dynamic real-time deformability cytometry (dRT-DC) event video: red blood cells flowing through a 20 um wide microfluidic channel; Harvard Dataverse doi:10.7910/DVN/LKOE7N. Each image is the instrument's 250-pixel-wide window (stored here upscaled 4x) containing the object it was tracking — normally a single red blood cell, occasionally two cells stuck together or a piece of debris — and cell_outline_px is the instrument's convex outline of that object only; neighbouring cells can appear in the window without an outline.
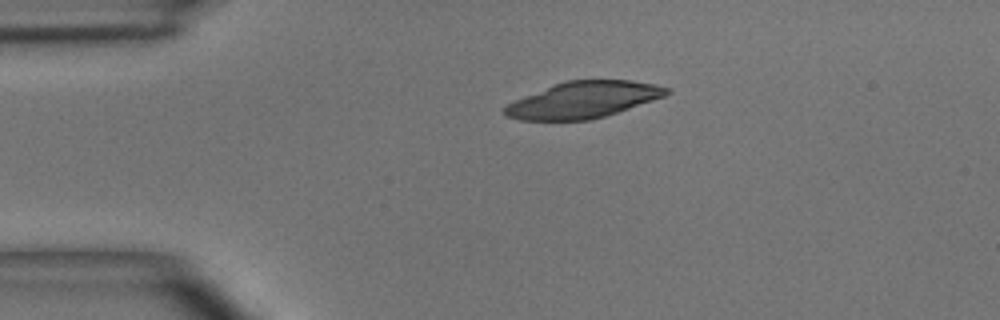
{"species": "common noctule bat (a hibernating species)", "species_latin": "Nyctalus noctula", "temperature_condition": "room temperature", "stored_images_in_passage": 3, "camera_frame_rate_fps": 3000, "um_per_image_px": 0.085, "animal": {"sex": "male", "body_mass_g": 15.6}, "frame": {"image": 1, "passage_image": 2, "time_ms": 1.333, "image_size_px": [1000, 320], "cell_outline_px": [[672, 92], [664, 96], [604, 116], [588, 120], [520, 120], [508, 116], [504, 112], [504, 108], [508, 104], [516, 100], [552, 84], [568, 80], [628, 80], [656, 84], [672, 88]], "centroid_in_image_um": [49.61, 8.47], "position_along_channel_um": 35.4, "area_um2": 33.93}}